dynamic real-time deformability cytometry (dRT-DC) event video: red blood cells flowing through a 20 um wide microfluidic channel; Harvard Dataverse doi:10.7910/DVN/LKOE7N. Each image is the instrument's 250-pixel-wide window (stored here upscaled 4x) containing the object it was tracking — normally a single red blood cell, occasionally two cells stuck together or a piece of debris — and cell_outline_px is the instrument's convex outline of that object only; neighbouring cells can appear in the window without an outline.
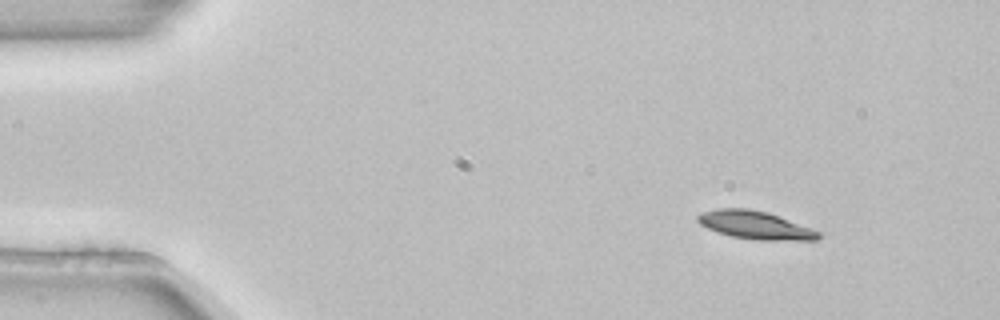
{"species": "common noctule bat (a hibernating species)", "species_latin": "Nyctalus noctula", "temperature_condition": "room temperature", "stored_images_in_passage": 4, "camera_frame_rate_fps": 3000, "um_per_image_px": 0.085, "animal": {"sex": "female", "body_mass_g": 22.7, "forearm_length_mm": 54.2}, "frame": {"image": 1, "passage_image": 1, "time_ms": 0.0, "image_size_px": [1000, 320], "cell_outline_px": [[820, 236], [816, 240], [756, 240], [732, 236], [708, 228], [700, 224], [696, 220], [696, 216], [700, 212], [716, 208], [748, 208], [768, 212], [812, 228], [820, 232]], "centroid_in_image_um": [64.17, 19.12], "position_along_channel_um": 20.8, "area_um2": 19.77}}
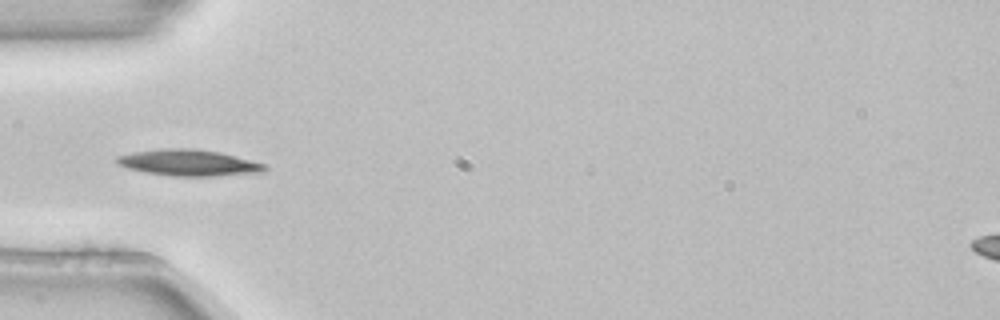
{"frame": {"image": 2, "passage_image": 4, "time_ms": 1.0, "image_size_px": [1000, 320], "cell_outline_px": [[268, 168], [260, 172], [216, 176], [172, 176], [144, 172], [128, 168], [120, 164], [116, 160], [116, 156], [136, 152], [164, 148], [192, 148], [220, 152], [264, 164]], "centroid_in_image_um": [16.03, 13.83], "position_along_channel_um": 69.0, "area_um2": 22.31}}